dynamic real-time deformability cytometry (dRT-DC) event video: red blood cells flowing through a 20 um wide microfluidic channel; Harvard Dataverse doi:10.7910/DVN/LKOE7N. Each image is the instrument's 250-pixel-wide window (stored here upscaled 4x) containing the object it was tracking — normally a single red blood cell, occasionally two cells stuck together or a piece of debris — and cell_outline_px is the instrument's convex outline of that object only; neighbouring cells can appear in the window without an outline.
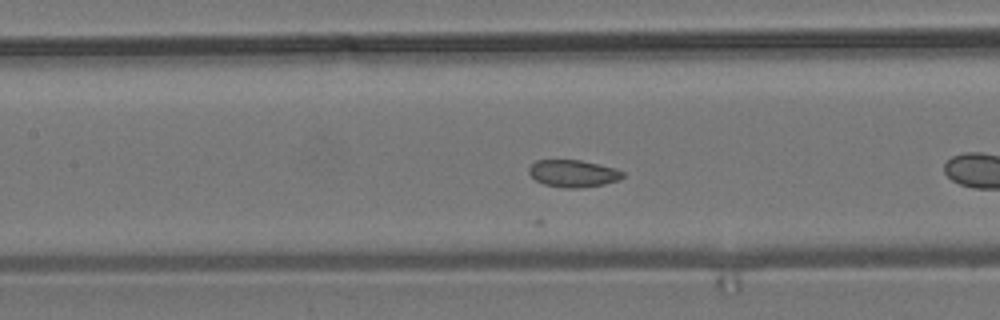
{"species": "common noctule bat (a hibernating species)", "species_latin": "Nyctalus noctula", "temperature_condition": "room temperature", "stored_images_in_passage": 19, "camera_frame_rate_fps": 3000, "um_per_image_px": 0.085, "animal": {"sex": "male", "body_mass_g": 19.2, "forearm_length_mm": 51.8}, "frame": {"image": 1, "passage_image": 11, "time_ms": 3.333, "image_size_px": [1000, 320], "cell_outline_px": [[624, 176], [620, 180], [604, 184], [580, 188], [564, 188], [544, 184], [536, 180], [528, 172], [528, 168], [536, 160], [580, 160], [616, 168], [624, 172]], "centroid_in_image_um": [48.74, 14.75], "position_along_channel_um": 158.7, "area_um2": 14.91}}